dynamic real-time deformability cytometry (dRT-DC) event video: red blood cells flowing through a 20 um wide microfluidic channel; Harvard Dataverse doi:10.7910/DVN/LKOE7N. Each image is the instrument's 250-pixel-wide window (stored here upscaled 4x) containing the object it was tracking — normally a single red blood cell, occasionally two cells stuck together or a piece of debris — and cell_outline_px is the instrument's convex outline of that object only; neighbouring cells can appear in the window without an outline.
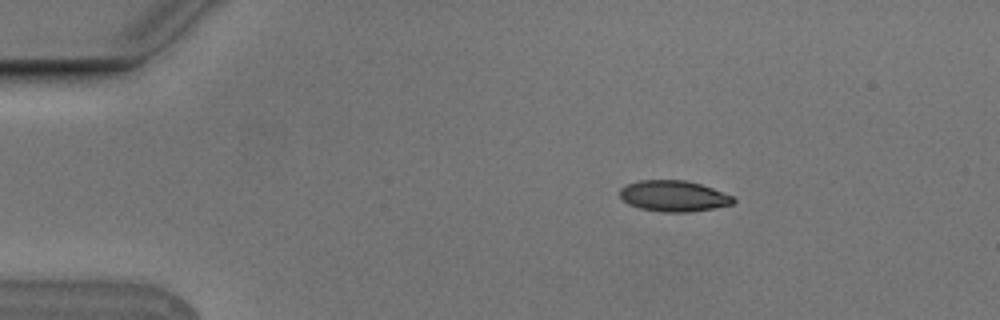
{"species": "Egyptian fruit bat (a non-hibernating species)", "species_latin": "Rousettus aegyptiacus", "temperature_condition": "cold", "stored_images_in_passage": 3, "camera_frame_rate_fps": 3000, "um_per_image_px": 0.085, "animal": {"sex": "male"}, "frame": {"image": 1, "passage_image": 1, "time_ms": 0.0, "image_size_px": [1000, 320], "cell_outline_px": [[736, 200], [732, 204], [712, 208], [688, 212], [664, 212], [640, 208], [628, 204], [620, 196], [620, 188], [628, 184], [640, 180], [684, 180], [700, 184], [712, 188], [732, 196]], "centroid_in_image_um": [57.24, 16.66], "position_along_channel_um": 27.8, "area_um2": 20.23}}